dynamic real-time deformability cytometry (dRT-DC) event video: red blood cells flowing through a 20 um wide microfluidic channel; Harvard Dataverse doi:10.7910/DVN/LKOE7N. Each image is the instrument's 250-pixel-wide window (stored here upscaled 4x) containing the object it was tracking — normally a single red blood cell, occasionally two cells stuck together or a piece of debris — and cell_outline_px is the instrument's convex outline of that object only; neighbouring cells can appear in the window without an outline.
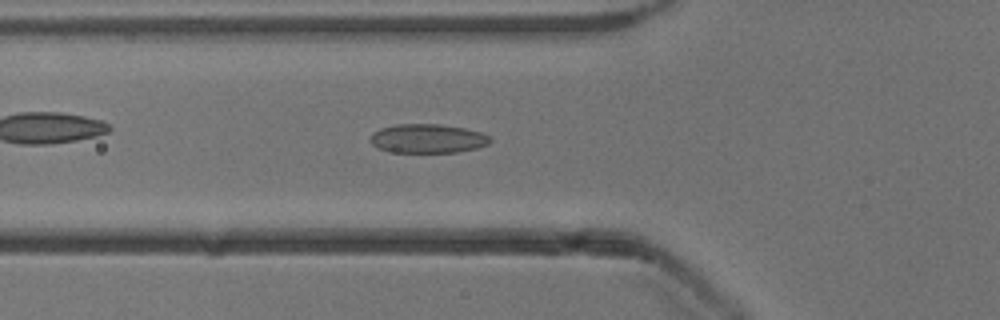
{"species": "common noctule bat (a hibernating species)", "species_latin": "Nyctalus noctula", "temperature_condition": "cold", "stored_images_in_passage": 52, "camera_frame_rate_fps": 3000, "um_per_image_px": 0.085, "animal": {"sex": "male", "body_mass_g": 13.3}, "frame": {"image": 1, "passage_image": 18, "time_ms": 5.667, "image_size_px": [1000, 320], "cell_outline_px": [[492, 140], [488, 144], [476, 148], [456, 152], [388, 152], [372, 144], [372, 132], [380, 128], [396, 124], [440, 124], [464, 128], [480, 132], [488, 136]], "centroid_in_image_um": [36.35, 11.77], "position_along_channel_um": 89.5, "area_um2": 20.11}}
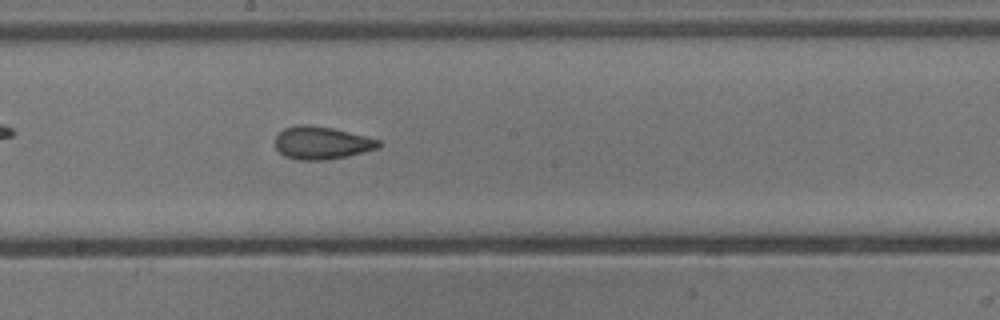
{"frame": {"image": 2, "passage_image": 28, "time_ms": 9.0, "image_size_px": [1000, 320], "cell_outline_px": [[380, 148], [348, 156], [324, 160], [296, 160], [284, 156], [276, 148], [276, 136], [284, 128], [300, 124], [308, 124], [332, 128], [380, 140]], "centroid_in_image_um": [27.33, 12.15], "position_along_channel_um": 220.9, "area_um2": 19.71}}
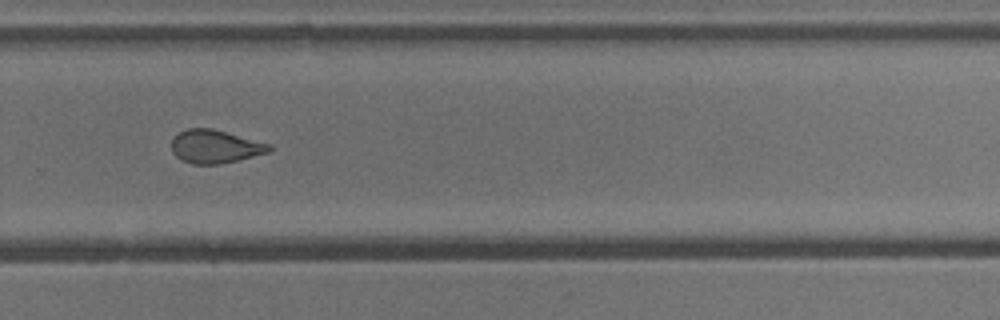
{"frame": {"image": 3, "passage_image": 35, "time_ms": 11.333, "image_size_px": [1000, 320], "cell_outline_px": [[272, 148], [268, 152], [220, 164], [192, 164], [180, 160], [172, 152], [172, 140], [180, 132], [188, 128], [212, 128], [272, 144]], "centroid_in_image_um": [18.28, 12.45], "position_along_channel_um": 311.5, "area_um2": 18.84}, "authors_computed_cell_mechanics": {"area_um2": 20.4612, "velocity_mm_per_s": 3.9085, "shape_relaxation_time_tau1_ms": 5.1209, "shape_relaxation_time_tau2_ms": 1.9167, "deformation_change_tau1": 0.1325, "deformation_change_tau2": 0.0878}}